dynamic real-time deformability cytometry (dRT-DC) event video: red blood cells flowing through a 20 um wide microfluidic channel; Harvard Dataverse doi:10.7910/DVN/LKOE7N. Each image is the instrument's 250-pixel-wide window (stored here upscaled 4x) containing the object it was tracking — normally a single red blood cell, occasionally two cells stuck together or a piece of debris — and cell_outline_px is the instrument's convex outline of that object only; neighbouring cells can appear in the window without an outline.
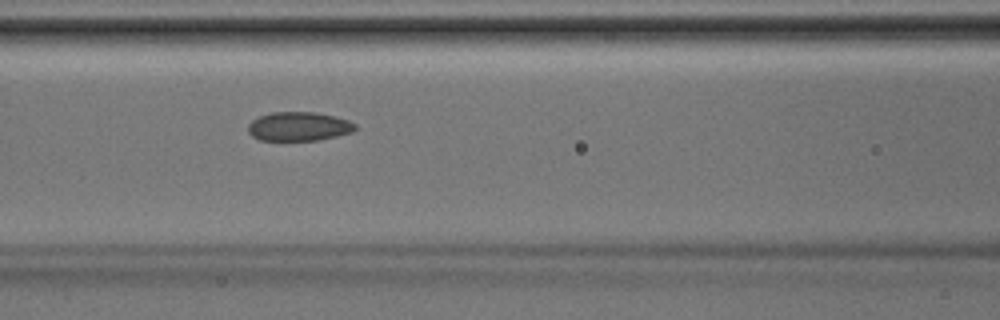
{"species": "Egyptian fruit bat (a non-hibernating species)", "species_latin": "Rousettus aegyptiacus", "temperature_condition": "room temperature", "stored_images_in_passage": 33, "camera_frame_rate_fps": 3000, "um_per_image_px": 0.085, "animal": {"sex": "male"}, "frame": {"image": 1, "passage_image": 10, "time_ms": 3.0, "image_size_px": [1000, 320], "cell_outline_px": [[356, 128], [352, 132], [320, 140], [260, 140], [252, 136], [248, 132], [248, 124], [252, 120], [260, 116], [272, 112], [316, 112], [348, 120], [356, 124]], "centroid_in_image_um": [25.38, 10.75], "position_along_channel_um": 141.2, "area_um2": 18.03}}
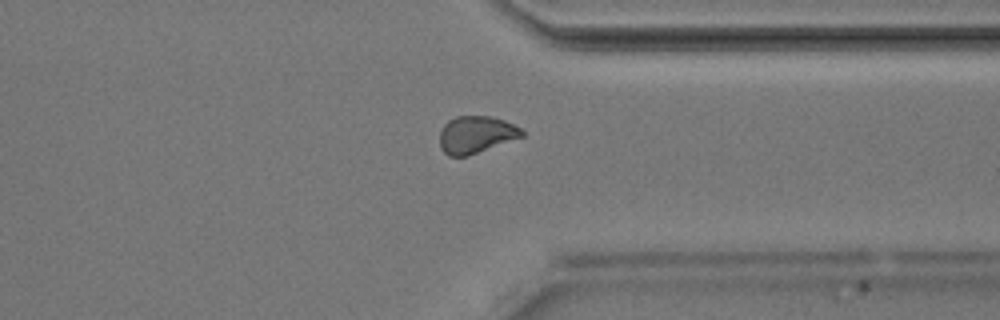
{"frame": {"image": 2, "passage_image": 24, "time_ms": 7.667, "image_size_px": [1000, 320], "cell_outline_px": [[524, 136], [468, 156], [448, 156], [440, 148], [440, 132], [444, 124], [448, 120], [456, 116], [492, 116], [504, 120], [520, 128], [524, 132]], "centroid_in_image_um": [40.45, 11.44], "position_along_channel_um": 371.0, "area_um2": 17.86}}
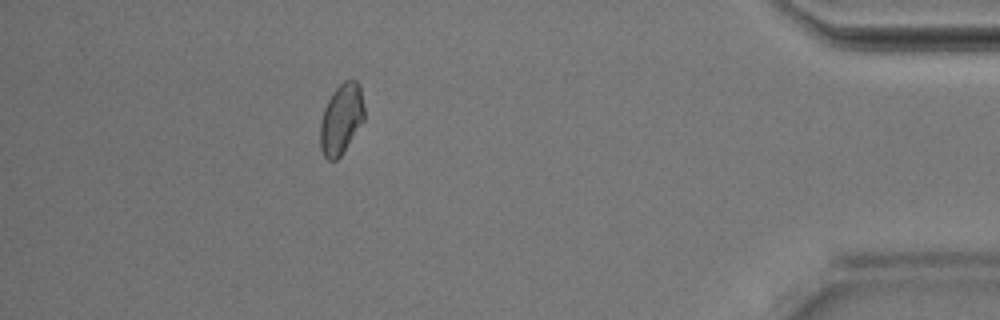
{"frame": {"image": 3, "passage_image": 29, "time_ms": 9.333, "image_size_px": [1000, 320], "cell_outline_px": [[364, 120], [340, 156], [336, 160], [328, 160], [324, 156], [320, 148], [320, 120], [324, 108], [332, 92], [344, 80], [356, 80], [360, 84], [364, 104]], "centroid_in_image_um": [29.0, 10.09], "position_along_channel_um": 406.2, "area_um2": 18.15}}